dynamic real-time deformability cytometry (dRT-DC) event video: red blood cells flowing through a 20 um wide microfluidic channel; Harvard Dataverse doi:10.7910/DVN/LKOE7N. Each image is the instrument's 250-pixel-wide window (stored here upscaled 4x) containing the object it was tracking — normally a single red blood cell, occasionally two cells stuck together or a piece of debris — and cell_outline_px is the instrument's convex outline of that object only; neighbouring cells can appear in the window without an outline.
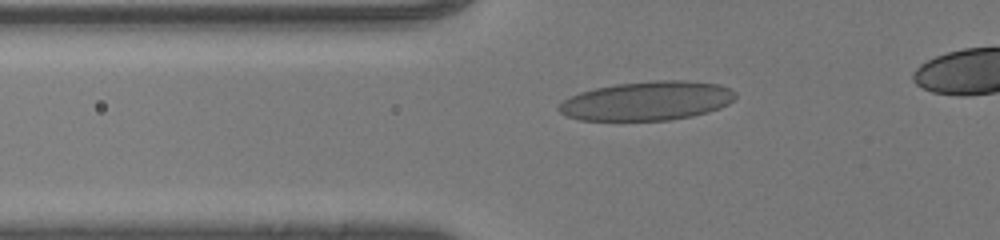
{"species": "human", "species_latin": "Homo sapiens", "temperature_condition": "room temperature", "stored_images_in_passage": 41, "camera_frame_rate_fps": 3000, "um_per_image_px": 0.085, "donor": {"sex": "male"}, "frame": {"image": 1, "passage_image": 13, "time_ms": 4.0, "image_size_px": [1000, 240], "cell_outline_px": [[736, 96], [728, 104], [720, 108], [708, 112], [692, 116], [668, 120], [580, 120], [568, 116], [560, 112], [556, 108], [564, 100], [580, 92], [596, 88], [616, 84], [656, 80], [684, 80], [720, 84], [736, 92]], "centroid_in_image_um": [55.03, 8.57], "position_along_channel_um": 70.8, "area_um2": 40.06}}
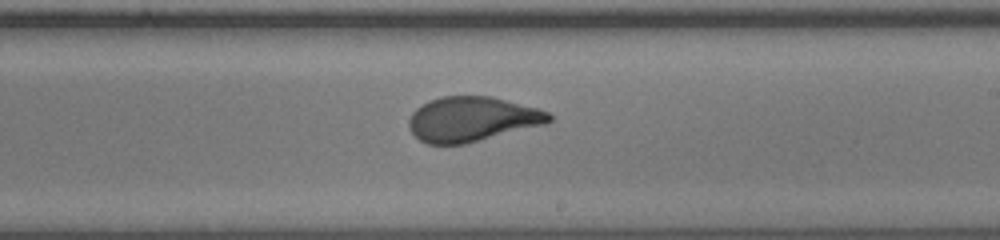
{"frame": {"image": 2, "passage_image": 26, "time_ms": 8.333, "image_size_px": [1000, 240], "cell_outline_px": [[552, 120], [544, 124], [464, 144], [428, 144], [420, 140], [408, 128], [408, 120], [412, 112], [416, 108], [440, 96], [492, 96], [540, 108], [548, 112], [552, 116]], "centroid_in_image_um": [40.12, 10.12], "position_along_channel_um": 248.9, "area_um2": 36.47}}
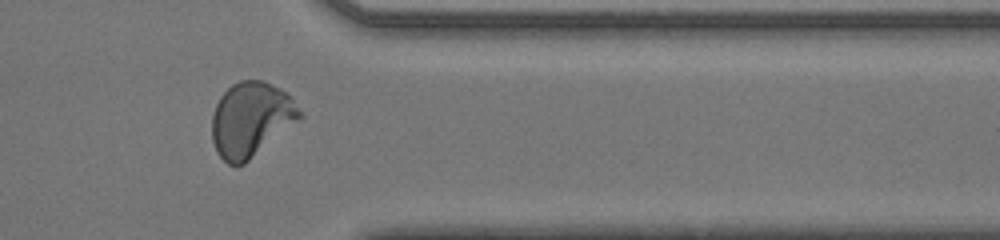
{"frame": {"image": 3, "passage_image": 36, "time_ms": 11.667, "image_size_px": [1000, 240], "cell_outline_px": [[304, 116], [300, 120], [244, 164], [228, 164], [216, 152], [212, 140], [212, 116], [216, 104], [220, 96], [232, 84], [240, 80], [264, 80], [280, 88], [292, 96]], "centroid_in_image_um": [21.35, 10.13], "position_along_channel_um": 390.0, "area_um2": 38.38}}